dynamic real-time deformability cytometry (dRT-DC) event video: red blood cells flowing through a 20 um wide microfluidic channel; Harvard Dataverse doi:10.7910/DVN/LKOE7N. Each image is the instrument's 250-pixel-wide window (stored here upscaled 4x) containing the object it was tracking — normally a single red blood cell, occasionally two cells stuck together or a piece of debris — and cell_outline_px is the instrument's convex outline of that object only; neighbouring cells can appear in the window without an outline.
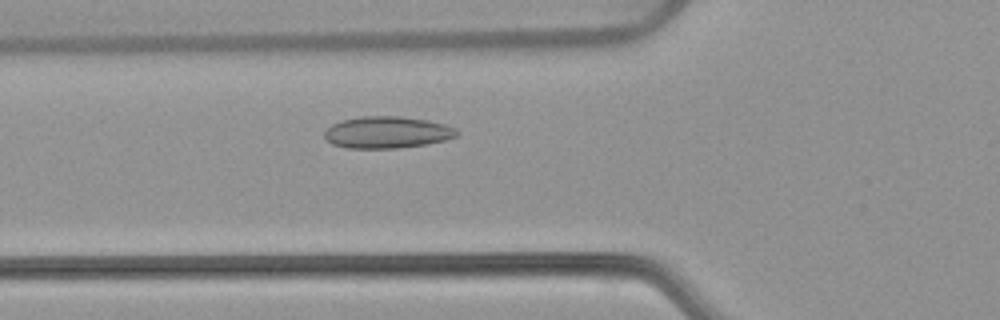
{"species": "common noctule bat (a hibernating species)", "species_latin": "Nyctalus noctula", "temperature_condition": "warm", "stored_images_in_passage": 48, "camera_frame_rate_fps": 3000, "um_per_image_px": 0.085, "animal": {"sex": "female", "body_mass_g": 22.7, "forearm_length_mm": 54.2}, "frame": {"image": 1, "passage_image": 14, "time_ms": 4.333, "image_size_px": [1000, 320], "cell_outline_px": [[460, 132], [456, 136], [444, 140], [428, 144], [396, 148], [348, 148], [332, 144], [324, 140], [324, 132], [332, 124], [344, 120], [360, 116], [400, 116], [428, 120], [444, 124], [456, 128]], "centroid_in_image_um": [32.9, 11.25], "position_along_channel_um": 92.9, "area_um2": 24.62}}
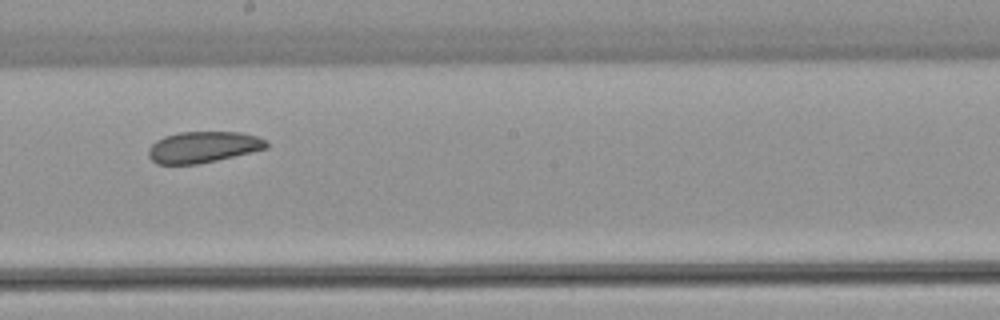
{"frame": {"image": 2, "passage_image": 25, "time_ms": 8.0, "image_size_px": [1000, 320], "cell_outline_px": [[268, 148], [200, 164], [156, 164], [148, 156], [148, 148], [156, 140], [164, 136], [180, 132], [240, 132], [256, 136], [264, 140], [268, 144]], "centroid_in_image_um": [17.23, 12.5], "position_along_channel_um": 231.0, "area_um2": 21.44}}
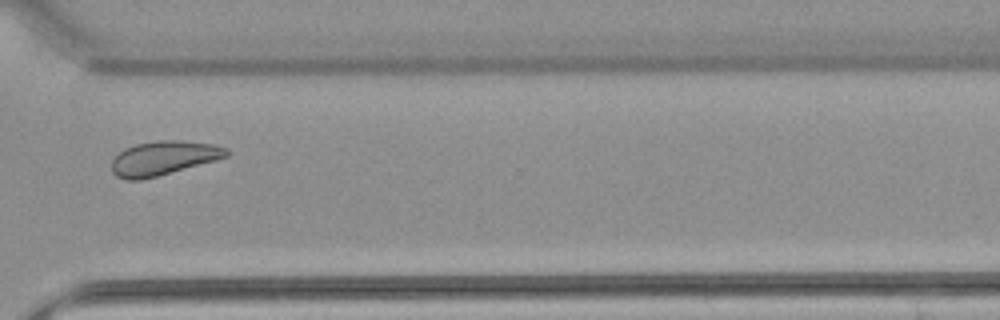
{"frame": {"image": 3, "passage_image": 35, "time_ms": 11.333, "image_size_px": [1000, 320], "cell_outline_px": [[228, 156], [216, 160], [156, 176], [140, 180], [124, 180], [116, 176], [112, 172], [112, 160], [124, 148], [136, 144], [160, 140], [176, 140], [216, 144], [228, 148]], "centroid_in_image_um": [13.89, 13.43], "position_along_channel_um": 356.7, "area_um2": 22.72}, "authors_computed_cell_mechanics": {"area_um2": 23.3512, "velocity_mm_per_s": 3.7586, "shape_relaxation_time_tau1_ms": 3.3084, "shape_relaxation_time_tau2_ms": 6.4026, "deformation_change_tau1": 0.0736, "deformation_change_tau2": 0.1144}}